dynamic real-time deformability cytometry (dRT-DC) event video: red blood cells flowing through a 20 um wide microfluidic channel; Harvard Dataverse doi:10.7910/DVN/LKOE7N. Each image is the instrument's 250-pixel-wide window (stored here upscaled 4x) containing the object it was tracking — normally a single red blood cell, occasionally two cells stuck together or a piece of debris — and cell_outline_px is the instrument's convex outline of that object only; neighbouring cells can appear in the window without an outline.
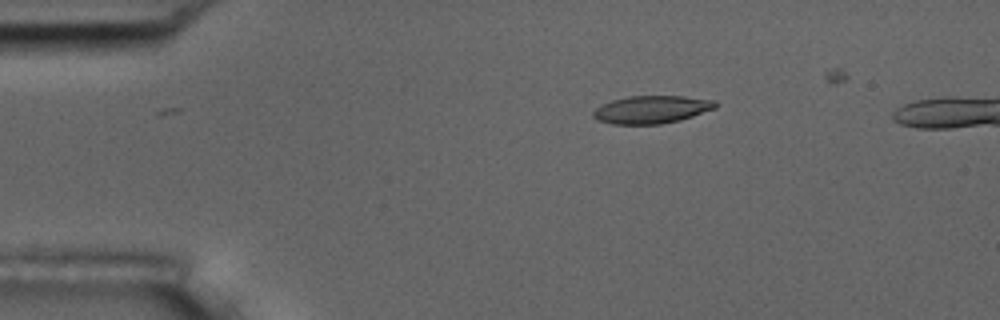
{"species": "common noctule bat (a hibernating species)", "species_latin": "Nyctalus noctula", "temperature_condition": "room temperature", "stored_images_in_passage": 7, "camera_frame_rate_fps": 3000, "um_per_image_px": 0.085, "animal": {"sex": "male", "body_mass_g": 17.5, "forearm_length_mm": 52.3}, "frame": {"image": 1, "passage_image": 3, "time_ms": 2.333, "image_size_px": [1000, 320], "cell_outline_px": [[720, 104], [716, 108], [680, 120], [660, 124], [612, 124], [596, 120], [592, 116], [592, 112], [600, 104], [612, 100], [628, 96], [684, 96], [716, 100]], "centroid_in_image_um": [55.38, 9.3], "position_along_channel_um": 29.6, "area_um2": 20.0}}
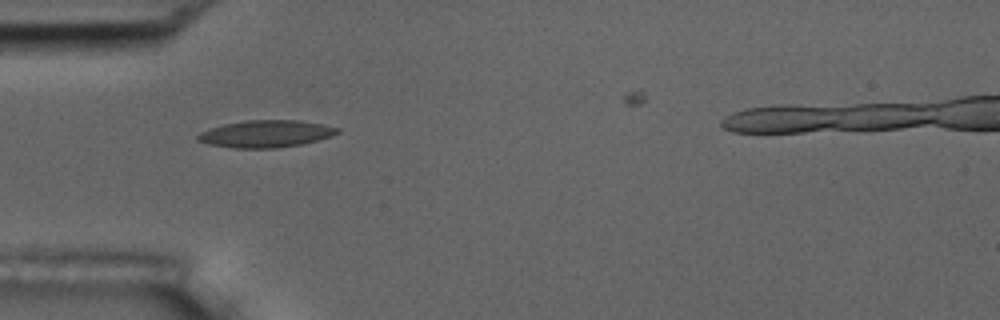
{"frame": {"image": 2, "passage_image": 5, "time_ms": 4.667, "image_size_px": [1000, 320], "cell_outline_px": [[340, 132], [332, 136], [300, 144], [276, 148], [236, 148], [208, 144], [196, 140], [196, 136], [200, 132], [208, 128], [224, 124], [244, 120], [300, 120], [340, 128]], "centroid_in_image_um": [22.56, 11.37], "position_along_channel_um": 62.4, "area_um2": 22.08}}